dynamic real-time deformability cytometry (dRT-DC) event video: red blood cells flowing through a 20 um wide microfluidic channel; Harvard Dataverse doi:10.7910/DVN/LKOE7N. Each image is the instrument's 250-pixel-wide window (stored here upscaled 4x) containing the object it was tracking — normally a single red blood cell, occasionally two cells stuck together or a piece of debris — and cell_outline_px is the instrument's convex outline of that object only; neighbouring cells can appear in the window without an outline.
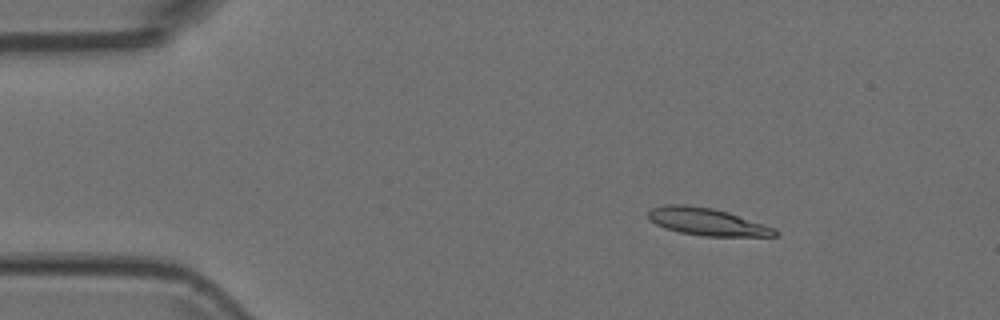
{"species": "Egyptian fruit bat (a non-hibernating species)", "species_latin": "Rousettus aegyptiacus", "temperature_condition": "room temperature", "stored_images_in_passage": 4, "camera_frame_rate_fps": 3000, "um_per_image_px": 0.085, "animal": {"sex": "female"}, "frame": {"image": 1, "passage_image": 2, "time_ms": 0.333, "image_size_px": [1000, 320], "cell_outline_px": [[780, 232], [776, 236], [704, 236], [680, 232], [664, 228], [648, 220], [648, 212], [652, 208], [664, 204], [684, 204], [712, 208], [728, 212], [776, 228]], "centroid_in_image_um": [60.09, 18.84], "position_along_channel_um": 24.9, "area_um2": 20.29}}